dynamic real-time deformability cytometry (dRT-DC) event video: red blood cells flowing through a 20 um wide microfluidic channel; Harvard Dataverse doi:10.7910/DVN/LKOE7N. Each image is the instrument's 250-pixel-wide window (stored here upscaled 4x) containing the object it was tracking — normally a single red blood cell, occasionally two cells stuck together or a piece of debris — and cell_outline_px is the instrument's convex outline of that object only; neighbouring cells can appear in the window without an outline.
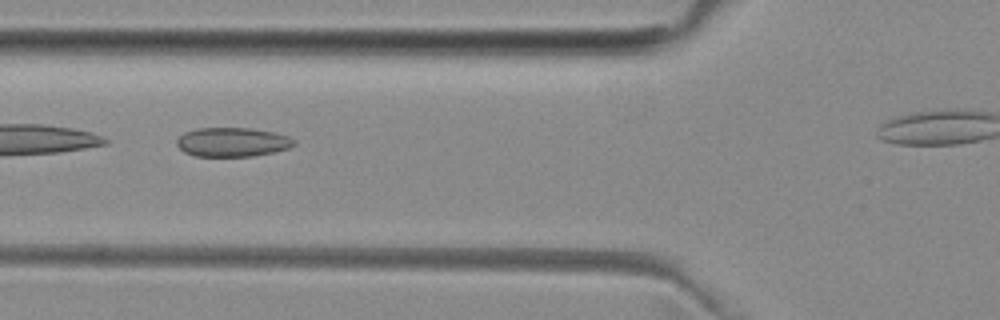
{"species": "common noctule bat (a hibernating species)", "species_latin": "Nyctalus noctula", "temperature_condition": "room temperature", "stored_images_in_passage": 30, "camera_frame_rate_fps": 3000, "um_per_image_px": 0.085, "animal": {"sex": "female", "body_mass_g": 29.2, "forearm_length_mm": 56.3}, "frame": {"image": 1, "passage_image": 5, "time_ms": 1.333, "image_size_px": [1000, 320], "cell_outline_px": [[296, 144], [288, 148], [272, 152], [252, 156], [196, 156], [184, 152], [176, 144], [176, 140], [184, 132], [196, 128], [252, 128], [272, 132], [288, 136], [296, 140]], "centroid_in_image_um": [19.74, 12.07], "position_along_channel_um": 106.1, "area_um2": 19.88}, "authors_computed_cell_mechanics": {"area_um2": 19.3052, "velocity_mm_per_s": 3.9871, "shape_relaxation_time_tau1_ms": null, "shape_relaxation_time_tau2_ms": 2.8387, "deformation_change_tau1": null, "deformation_change_tau2": 0.1006}}